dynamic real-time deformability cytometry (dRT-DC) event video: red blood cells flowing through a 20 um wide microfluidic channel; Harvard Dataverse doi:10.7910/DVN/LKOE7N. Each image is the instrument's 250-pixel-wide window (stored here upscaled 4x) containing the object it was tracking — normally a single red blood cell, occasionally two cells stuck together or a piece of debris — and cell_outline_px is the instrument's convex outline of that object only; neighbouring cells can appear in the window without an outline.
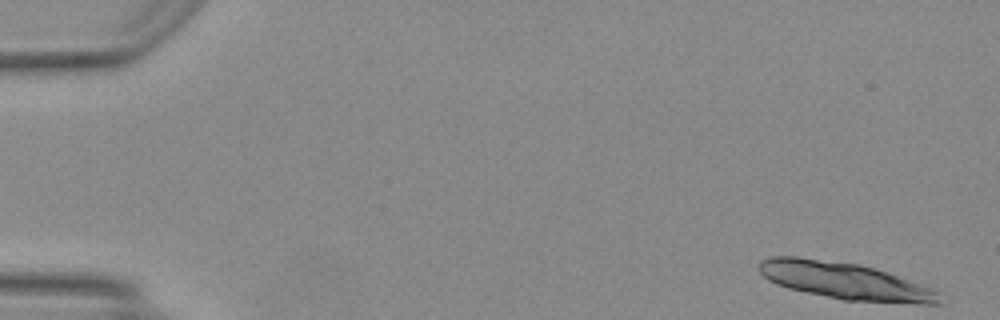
{"species": "Egyptian fruit bat (a non-hibernating species)", "species_latin": "Rousettus aegyptiacus", "temperature_condition": "warm", "stored_images_in_passage": 14, "camera_frame_rate_fps": 3000, "um_per_image_px": 0.085, "animal": {"sex": "female"}, "frame": {"image": 1, "passage_image": 1, "time_ms": 0.0, "image_size_px": [1000, 320], "cell_outline_px": [[940, 304], [920, 304], [844, 300], [788, 288], [776, 284], [768, 280], [760, 272], [760, 260], [768, 256], [796, 256], [860, 264], [932, 288], [940, 292]], "centroid_in_image_um": [71.79, 23.87], "position_along_channel_um": 13.2, "area_um2": 38.49}}